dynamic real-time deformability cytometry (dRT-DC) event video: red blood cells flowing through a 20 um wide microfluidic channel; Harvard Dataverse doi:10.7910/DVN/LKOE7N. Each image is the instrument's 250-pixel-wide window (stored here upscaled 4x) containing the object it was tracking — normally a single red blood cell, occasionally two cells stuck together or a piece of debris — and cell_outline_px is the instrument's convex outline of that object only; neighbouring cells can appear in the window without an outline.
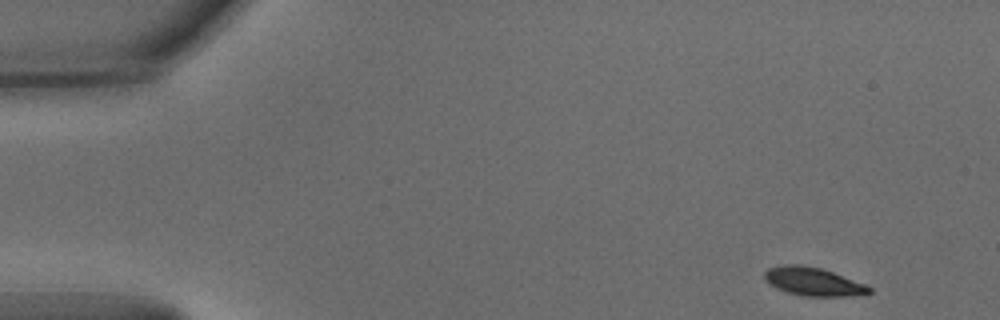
{"species": "common noctule bat (a hibernating species)", "species_latin": "Nyctalus noctula", "temperature_condition": "warm", "stored_images_in_passage": 51, "camera_frame_rate_fps": 3000, "um_per_image_px": 0.085, "animal": {"sex": "male", "body_mass_g": 15.6}, "frame": {"image": 1, "passage_image": 1, "time_ms": 0.0, "image_size_px": [1000, 320], "cell_outline_px": [[872, 292], [848, 296], [804, 296], [788, 292], [776, 288], [764, 280], [764, 272], [768, 268], [784, 264], [800, 264], [820, 268], [832, 272], [864, 284], [872, 288]], "centroid_in_image_um": [69.07, 23.93], "position_along_channel_um": 15.9, "area_um2": 17.11}}
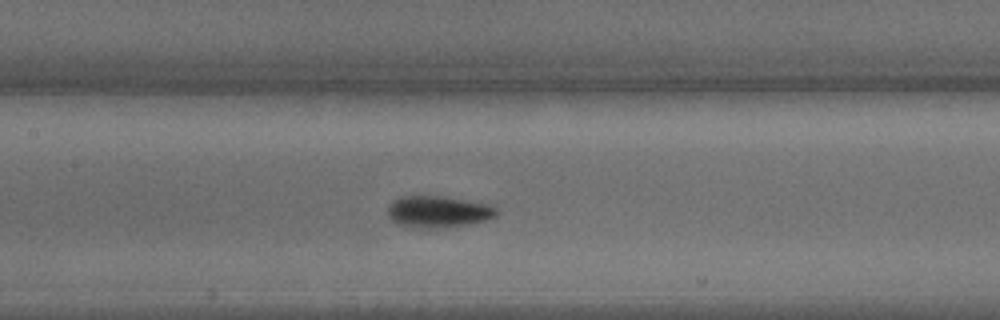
{"frame": {"image": 2, "passage_image": 22, "time_ms": 7.0, "image_size_px": [1000, 320], "cell_outline_px": [[496, 216], [488, 220], [468, 224], [444, 228], [408, 228], [396, 224], [388, 216], [388, 204], [392, 200], [400, 196], [444, 196], [488, 204], [496, 208]], "centroid_in_image_um": [37.19, 18.01], "position_along_channel_um": 170.2, "area_um2": 20.4}}
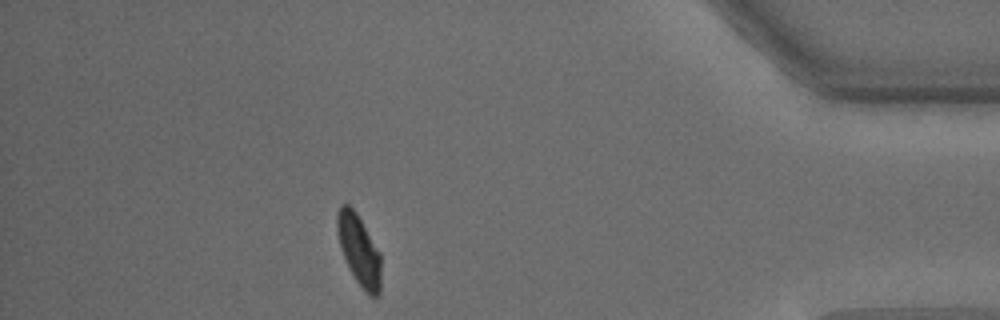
{"frame": {"image": 3, "passage_image": 44, "time_ms": 14.333, "image_size_px": [1000, 320], "cell_outline_px": [[380, 292], [376, 296], [368, 296], [364, 292], [356, 280], [340, 248], [336, 228], [336, 212], [340, 204], [348, 204], [356, 212], [380, 252]], "centroid_in_image_um": [30.5, 21.23], "position_along_channel_um": 404.7, "area_um2": 17.98}, "authors_computed_cell_mechanics": {"area_um2": 18.5538, "velocity_mm_per_s": 3.7963, "shape_relaxation_time_tau1_ms": 1.675, "shape_relaxation_time_tau2_ms": 0.7581, "deformation_change_tau1": 0.1224, "deformation_change_tau2": 0.048}}